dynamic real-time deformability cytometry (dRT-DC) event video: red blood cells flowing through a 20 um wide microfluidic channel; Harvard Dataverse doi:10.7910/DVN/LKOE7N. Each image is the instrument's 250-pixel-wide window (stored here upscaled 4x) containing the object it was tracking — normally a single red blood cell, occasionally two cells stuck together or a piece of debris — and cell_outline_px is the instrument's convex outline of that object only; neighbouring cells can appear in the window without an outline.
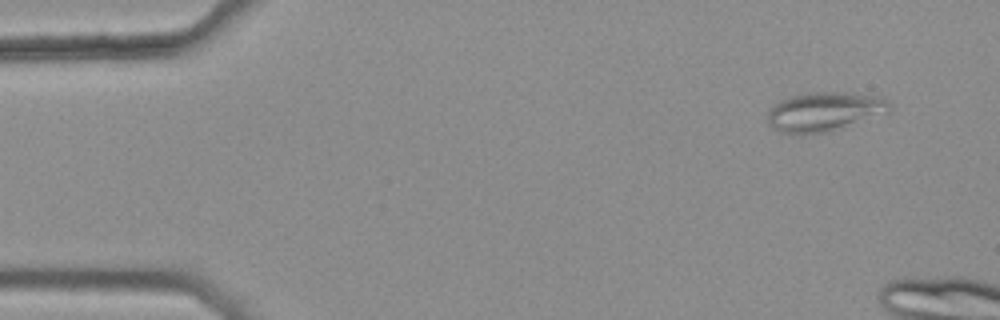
{"species": "common noctule bat (a hibernating species)", "species_latin": "Nyctalus noctula", "temperature_condition": "warm", "stored_images_in_passage": 3, "camera_frame_rate_fps": 3000, "um_per_image_px": 0.085, "animal": {"sex": "female", "body_mass_g": 25.1}, "frame": {"image": 1, "passage_image": 1, "time_ms": 0.0, "image_size_px": [1000, 320], "cell_outline_px": [[892, 104], [888, 112], [828, 132], [800, 136], [784, 132], [776, 128], [768, 120], [764, 112], [780, 100], [792, 96], [808, 92], [848, 92], [880, 96], [888, 100]], "centroid_in_image_um": [70.06, 9.48], "position_along_channel_um": 14.9, "area_um2": 28.09}}